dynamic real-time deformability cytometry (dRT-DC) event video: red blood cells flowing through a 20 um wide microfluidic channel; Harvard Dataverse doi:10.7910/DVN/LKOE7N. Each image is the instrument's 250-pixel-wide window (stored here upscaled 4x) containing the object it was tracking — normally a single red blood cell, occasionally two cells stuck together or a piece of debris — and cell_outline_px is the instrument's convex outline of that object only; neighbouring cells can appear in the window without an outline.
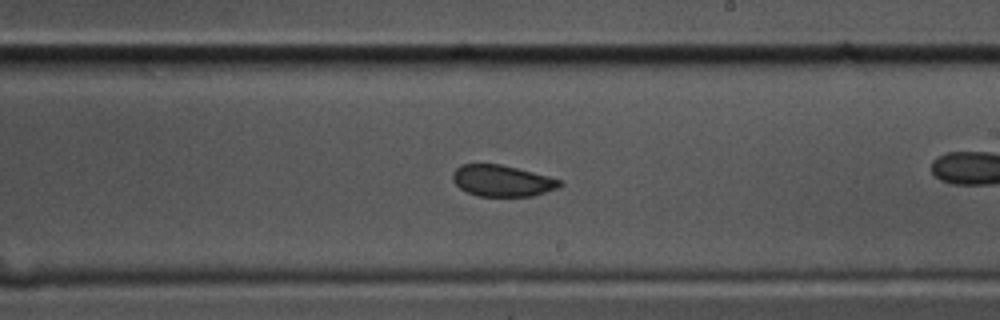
{"species": "common noctule bat (a hibernating species)", "species_latin": "Nyctalus noctula", "temperature_condition": "cold", "stored_images_in_passage": 45, "camera_frame_rate_fps": 3000, "um_per_image_px": 0.085, "animal": {"sex": "male", "body_mass_g": 17.5, "forearm_length_mm": 52.3}, "frame": {"image": 1, "passage_image": 32, "time_ms": 10.333, "image_size_px": [1000, 320], "cell_outline_px": [[564, 184], [556, 188], [532, 196], [476, 196], [460, 188], [452, 180], [452, 172], [460, 164], [500, 164], [548, 176], [560, 180]], "centroid_in_image_um": [42.64, 15.36], "position_along_channel_um": 246.4, "area_um2": 19.42}}